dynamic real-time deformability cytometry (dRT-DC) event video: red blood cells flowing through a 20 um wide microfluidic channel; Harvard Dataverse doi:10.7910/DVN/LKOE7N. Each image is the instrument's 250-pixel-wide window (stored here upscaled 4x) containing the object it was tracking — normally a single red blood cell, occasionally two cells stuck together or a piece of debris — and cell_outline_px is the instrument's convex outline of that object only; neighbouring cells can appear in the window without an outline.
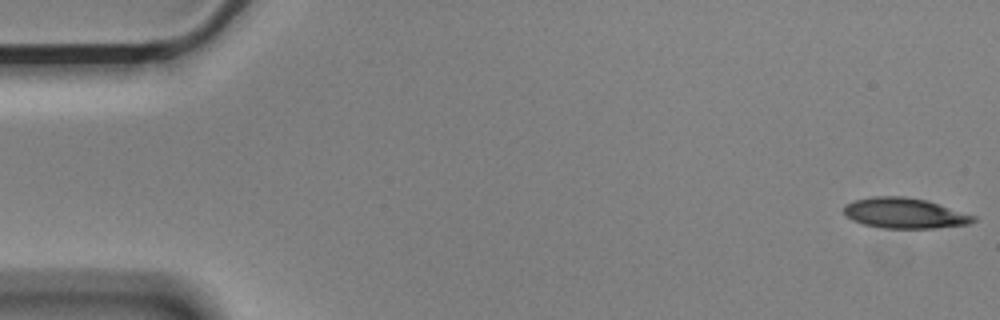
{"species": "Egyptian fruit bat (a non-hibernating species)", "species_latin": "Rousettus aegyptiacus", "temperature_condition": "cold", "stored_images_in_passage": 50, "camera_frame_rate_fps": 3000, "um_per_image_px": 0.085, "animal": {"sex": "male"}, "frame": {"image": 1, "passage_image": 1, "time_ms": 0.0, "image_size_px": [1000, 320], "cell_outline_px": [[976, 220], [968, 224], [932, 228], [884, 228], [864, 224], [852, 220], [844, 212], [844, 204], [856, 200], [872, 196], [904, 196], [928, 200], [976, 216]], "centroid_in_image_um": [76.9, 18.11], "position_along_channel_um": 8.1, "area_um2": 22.89}}
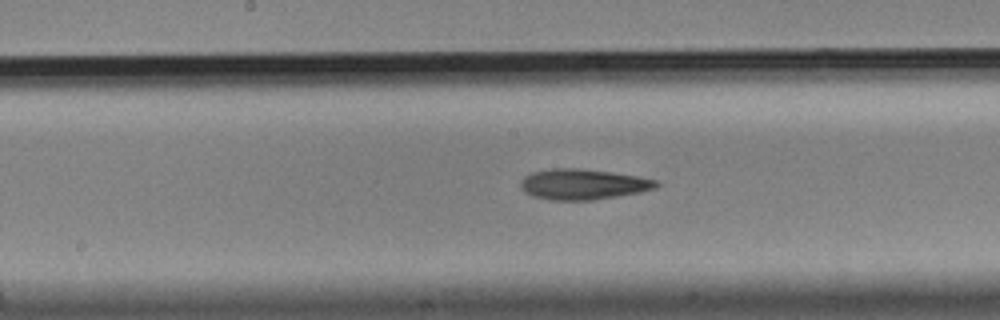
{"frame": {"image": 2, "passage_image": 28, "time_ms": 9.0, "image_size_px": [1000, 320], "cell_outline_px": [[660, 184], [656, 188], [640, 192], [592, 200], [548, 200], [532, 196], [524, 192], [520, 188], [520, 180], [524, 176], [532, 172], [552, 168], [580, 168], [612, 172], [636, 176], [656, 180]], "centroid_in_image_um": [49.51, 15.66], "position_along_channel_um": 198.7, "area_um2": 24.28}}
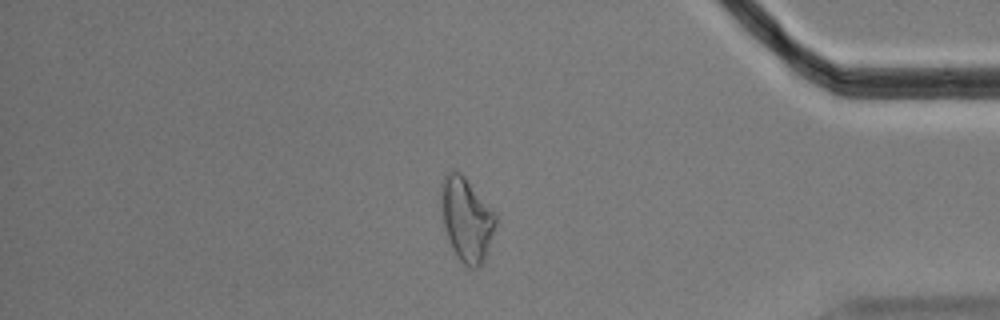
{"frame": {"image": 3, "passage_image": 47, "time_ms": 15.333, "image_size_px": [1000, 320], "cell_outline_px": [[496, 224], [484, 260], [480, 268], [468, 268], [460, 260], [452, 248], [448, 240], [444, 228], [440, 204], [440, 184], [444, 176], [452, 168], [460, 172], [464, 176], [496, 212]], "centroid_in_image_um": [39.63, 18.61], "position_along_channel_um": 395.6, "area_um2": 26.99}, "authors_computed_cell_mechanics": {"area_um2": 23.6402, "velocity_mm_per_s": 3.5861, "shape_relaxation_time_tau1_ms": 6.3763, "shape_relaxation_time_tau2_ms": 10.128, "deformation_change_tau1": 0.1931, "deformation_change_tau2": 0.2459}}